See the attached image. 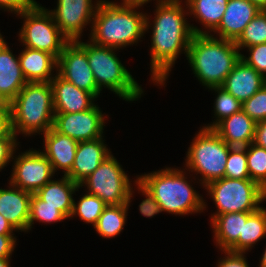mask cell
<instances>
[{"label":"cell","instance_id":"8992f818","mask_svg":"<svg viewBox=\"0 0 266 267\" xmlns=\"http://www.w3.org/2000/svg\"><path fill=\"white\" fill-rule=\"evenodd\" d=\"M86 51L88 63L95 78L97 87H102L121 97L125 101H137L143 89L134 80V77L121 63L116 55L117 49L99 46L90 41L88 43L77 41Z\"/></svg>","mask_w":266,"mask_h":267},{"label":"cell","instance_id":"5b68a950","mask_svg":"<svg viewBox=\"0 0 266 267\" xmlns=\"http://www.w3.org/2000/svg\"><path fill=\"white\" fill-rule=\"evenodd\" d=\"M10 107L12 132L16 136L44 134L53 127L55 111L50 82H27Z\"/></svg>","mask_w":266,"mask_h":267},{"label":"cell","instance_id":"484cf974","mask_svg":"<svg viewBox=\"0 0 266 267\" xmlns=\"http://www.w3.org/2000/svg\"><path fill=\"white\" fill-rule=\"evenodd\" d=\"M264 236H266V208L260 207L243 221L242 234L227 251L246 254L245 252L252 249L254 244L265 238Z\"/></svg>","mask_w":266,"mask_h":267},{"label":"cell","instance_id":"4316f807","mask_svg":"<svg viewBox=\"0 0 266 267\" xmlns=\"http://www.w3.org/2000/svg\"><path fill=\"white\" fill-rule=\"evenodd\" d=\"M186 2V3H185ZM228 0H186V9L190 15L204 26L208 32L214 31L222 21L224 12L227 8Z\"/></svg>","mask_w":266,"mask_h":267},{"label":"cell","instance_id":"8fae6325","mask_svg":"<svg viewBox=\"0 0 266 267\" xmlns=\"http://www.w3.org/2000/svg\"><path fill=\"white\" fill-rule=\"evenodd\" d=\"M9 184L36 193L51 181L54 171L47 157L37 150H28L15 157Z\"/></svg>","mask_w":266,"mask_h":267},{"label":"cell","instance_id":"cb8c5ba5","mask_svg":"<svg viewBox=\"0 0 266 267\" xmlns=\"http://www.w3.org/2000/svg\"><path fill=\"white\" fill-rule=\"evenodd\" d=\"M79 188V184L73 182L69 177L63 176L60 180L49 181L35 194L42 200V205L57 207L70 219L74 202L72 194L79 191Z\"/></svg>","mask_w":266,"mask_h":267},{"label":"cell","instance_id":"4dcf8cb0","mask_svg":"<svg viewBox=\"0 0 266 267\" xmlns=\"http://www.w3.org/2000/svg\"><path fill=\"white\" fill-rule=\"evenodd\" d=\"M217 92L216 99L214 100V115L217 118L212 124L203 126V128L213 129L224 118L242 110V102L233 97L221 86L211 87L209 90Z\"/></svg>","mask_w":266,"mask_h":267},{"label":"cell","instance_id":"9c48e42d","mask_svg":"<svg viewBox=\"0 0 266 267\" xmlns=\"http://www.w3.org/2000/svg\"><path fill=\"white\" fill-rule=\"evenodd\" d=\"M17 15L24 19L18 34L24 47L47 52L58 59L69 40L61 33L48 9L36 3Z\"/></svg>","mask_w":266,"mask_h":267},{"label":"cell","instance_id":"52a82bcc","mask_svg":"<svg viewBox=\"0 0 266 267\" xmlns=\"http://www.w3.org/2000/svg\"><path fill=\"white\" fill-rule=\"evenodd\" d=\"M229 146L213 129L201 128L187 151L185 168L202 177L201 185L225 177Z\"/></svg>","mask_w":266,"mask_h":267},{"label":"cell","instance_id":"1f68e13d","mask_svg":"<svg viewBox=\"0 0 266 267\" xmlns=\"http://www.w3.org/2000/svg\"><path fill=\"white\" fill-rule=\"evenodd\" d=\"M246 157L250 179L266 191V149L250 143L246 146Z\"/></svg>","mask_w":266,"mask_h":267},{"label":"cell","instance_id":"9a60e30c","mask_svg":"<svg viewBox=\"0 0 266 267\" xmlns=\"http://www.w3.org/2000/svg\"><path fill=\"white\" fill-rule=\"evenodd\" d=\"M53 90L55 113H77L92 108L96 97L71 82L66 81L57 73L50 81Z\"/></svg>","mask_w":266,"mask_h":267},{"label":"cell","instance_id":"f6af8a7d","mask_svg":"<svg viewBox=\"0 0 266 267\" xmlns=\"http://www.w3.org/2000/svg\"><path fill=\"white\" fill-rule=\"evenodd\" d=\"M257 5L261 10H266V0H249Z\"/></svg>","mask_w":266,"mask_h":267},{"label":"cell","instance_id":"f1b7e54d","mask_svg":"<svg viewBox=\"0 0 266 267\" xmlns=\"http://www.w3.org/2000/svg\"><path fill=\"white\" fill-rule=\"evenodd\" d=\"M262 43H266V10H261L235 41L239 50Z\"/></svg>","mask_w":266,"mask_h":267},{"label":"cell","instance_id":"83f0119b","mask_svg":"<svg viewBox=\"0 0 266 267\" xmlns=\"http://www.w3.org/2000/svg\"><path fill=\"white\" fill-rule=\"evenodd\" d=\"M133 187L130 188L126 204L107 205L94 226L97 233L103 238H113L120 234L126 222L127 211L133 197Z\"/></svg>","mask_w":266,"mask_h":267},{"label":"cell","instance_id":"e575fe53","mask_svg":"<svg viewBox=\"0 0 266 267\" xmlns=\"http://www.w3.org/2000/svg\"><path fill=\"white\" fill-rule=\"evenodd\" d=\"M242 110L256 123L266 119V84L251 98L242 102Z\"/></svg>","mask_w":266,"mask_h":267},{"label":"cell","instance_id":"d590c367","mask_svg":"<svg viewBox=\"0 0 266 267\" xmlns=\"http://www.w3.org/2000/svg\"><path fill=\"white\" fill-rule=\"evenodd\" d=\"M249 56L241 54V59L250 67H253L266 79V43L247 47Z\"/></svg>","mask_w":266,"mask_h":267},{"label":"cell","instance_id":"44dd1931","mask_svg":"<svg viewBox=\"0 0 266 267\" xmlns=\"http://www.w3.org/2000/svg\"><path fill=\"white\" fill-rule=\"evenodd\" d=\"M256 122L243 110L220 121L213 130L231 147L253 143Z\"/></svg>","mask_w":266,"mask_h":267},{"label":"cell","instance_id":"30bf717a","mask_svg":"<svg viewBox=\"0 0 266 267\" xmlns=\"http://www.w3.org/2000/svg\"><path fill=\"white\" fill-rule=\"evenodd\" d=\"M127 173L111 154L79 186H86L87 193L99 197L107 205L126 204L131 188Z\"/></svg>","mask_w":266,"mask_h":267},{"label":"cell","instance_id":"7bdbcfd3","mask_svg":"<svg viewBox=\"0 0 266 267\" xmlns=\"http://www.w3.org/2000/svg\"><path fill=\"white\" fill-rule=\"evenodd\" d=\"M253 143L266 149V119L256 123Z\"/></svg>","mask_w":266,"mask_h":267},{"label":"cell","instance_id":"ffe728a7","mask_svg":"<svg viewBox=\"0 0 266 267\" xmlns=\"http://www.w3.org/2000/svg\"><path fill=\"white\" fill-rule=\"evenodd\" d=\"M266 84V79L242 59L227 75L221 86L237 100L244 102Z\"/></svg>","mask_w":266,"mask_h":267},{"label":"cell","instance_id":"ee69618b","mask_svg":"<svg viewBox=\"0 0 266 267\" xmlns=\"http://www.w3.org/2000/svg\"><path fill=\"white\" fill-rule=\"evenodd\" d=\"M13 231H16V230L0 213V235H14Z\"/></svg>","mask_w":266,"mask_h":267},{"label":"cell","instance_id":"4fadbf2b","mask_svg":"<svg viewBox=\"0 0 266 267\" xmlns=\"http://www.w3.org/2000/svg\"><path fill=\"white\" fill-rule=\"evenodd\" d=\"M100 1L94 4L92 0H57L56 9L48 11L61 33L69 41H78L86 25L93 22Z\"/></svg>","mask_w":266,"mask_h":267},{"label":"cell","instance_id":"681fc988","mask_svg":"<svg viewBox=\"0 0 266 267\" xmlns=\"http://www.w3.org/2000/svg\"><path fill=\"white\" fill-rule=\"evenodd\" d=\"M260 266L266 267V249L262 255L261 261H260Z\"/></svg>","mask_w":266,"mask_h":267},{"label":"cell","instance_id":"277c9868","mask_svg":"<svg viewBox=\"0 0 266 267\" xmlns=\"http://www.w3.org/2000/svg\"><path fill=\"white\" fill-rule=\"evenodd\" d=\"M184 173L169 167L138 176L137 180L153 195L162 212L181 216L201 213L206 208V202L186 180Z\"/></svg>","mask_w":266,"mask_h":267},{"label":"cell","instance_id":"6da1fadb","mask_svg":"<svg viewBox=\"0 0 266 267\" xmlns=\"http://www.w3.org/2000/svg\"><path fill=\"white\" fill-rule=\"evenodd\" d=\"M151 38V79L156 85H164L178 55L184 51L187 57L194 34L205 31L188 24L181 5L182 0H156ZM155 81V82H154Z\"/></svg>","mask_w":266,"mask_h":267},{"label":"cell","instance_id":"603a6c76","mask_svg":"<svg viewBox=\"0 0 266 267\" xmlns=\"http://www.w3.org/2000/svg\"><path fill=\"white\" fill-rule=\"evenodd\" d=\"M24 48L18 57L27 82H50L55 77L52 71L57 69V59L47 52Z\"/></svg>","mask_w":266,"mask_h":267},{"label":"cell","instance_id":"7dc6e473","mask_svg":"<svg viewBox=\"0 0 266 267\" xmlns=\"http://www.w3.org/2000/svg\"><path fill=\"white\" fill-rule=\"evenodd\" d=\"M10 258H0V267H10Z\"/></svg>","mask_w":266,"mask_h":267},{"label":"cell","instance_id":"ac0fdd59","mask_svg":"<svg viewBox=\"0 0 266 267\" xmlns=\"http://www.w3.org/2000/svg\"><path fill=\"white\" fill-rule=\"evenodd\" d=\"M9 185L8 189L0 188V213L16 231L27 232L32 193Z\"/></svg>","mask_w":266,"mask_h":267},{"label":"cell","instance_id":"7402d4cb","mask_svg":"<svg viewBox=\"0 0 266 267\" xmlns=\"http://www.w3.org/2000/svg\"><path fill=\"white\" fill-rule=\"evenodd\" d=\"M7 45L0 52V101L10 103L26 85L19 57Z\"/></svg>","mask_w":266,"mask_h":267},{"label":"cell","instance_id":"8d00e7d4","mask_svg":"<svg viewBox=\"0 0 266 267\" xmlns=\"http://www.w3.org/2000/svg\"><path fill=\"white\" fill-rule=\"evenodd\" d=\"M135 184L137 185L138 191L146 197L139 205V211L145 217H153L156 214L162 212L159 203L153 197V195L145 188L136 178Z\"/></svg>","mask_w":266,"mask_h":267},{"label":"cell","instance_id":"60d3db41","mask_svg":"<svg viewBox=\"0 0 266 267\" xmlns=\"http://www.w3.org/2000/svg\"><path fill=\"white\" fill-rule=\"evenodd\" d=\"M223 252L225 253V257L219 260L217 267H249L244 253H235L226 250Z\"/></svg>","mask_w":266,"mask_h":267},{"label":"cell","instance_id":"f35d334b","mask_svg":"<svg viewBox=\"0 0 266 267\" xmlns=\"http://www.w3.org/2000/svg\"><path fill=\"white\" fill-rule=\"evenodd\" d=\"M16 136L11 127V107L10 103L0 101V137Z\"/></svg>","mask_w":266,"mask_h":267},{"label":"cell","instance_id":"3957f363","mask_svg":"<svg viewBox=\"0 0 266 267\" xmlns=\"http://www.w3.org/2000/svg\"><path fill=\"white\" fill-rule=\"evenodd\" d=\"M240 59L241 52L234 41L209 33L194 34L187 53L195 77L207 88L222 86Z\"/></svg>","mask_w":266,"mask_h":267},{"label":"cell","instance_id":"2e32d148","mask_svg":"<svg viewBox=\"0 0 266 267\" xmlns=\"http://www.w3.org/2000/svg\"><path fill=\"white\" fill-rule=\"evenodd\" d=\"M261 11L249 0H228L219 26L213 31L219 38L236 41L246 25Z\"/></svg>","mask_w":266,"mask_h":267},{"label":"cell","instance_id":"836d02e7","mask_svg":"<svg viewBox=\"0 0 266 267\" xmlns=\"http://www.w3.org/2000/svg\"><path fill=\"white\" fill-rule=\"evenodd\" d=\"M225 177L232 179H250L246 147H231L226 162Z\"/></svg>","mask_w":266,"mask_h":267},{"label":"cell","instance_id":"e0dca14e","mask_svg":"<svg viewBox=\"0 0 266 267\" xmlns=\"http://www.w3.org/2000/svg\"><path fill=\"white\" fill-rule=\"evenodd\" d=\"M106 146L103 137L78 142L74 164L66 176L73 182L80 184L112 154Z\"/></svg>","mask_w":266,"mask_h":267},{"label":"cell","instance_id":"ab89813d","mask_svg":"<svg viewBox=\"0 0 266 267\" xmlns=\"http://www.w3.org/2000/svg\"><path fill=\"white\" fill-rule=\"evenodd\" d=\"M36 3L35 0H0V8L19 14L32 8Z\"/></svg>","mask_w":266,"mask_h":267},{"label":"cell","instance_id":"7c38bea8","mask_svg":"<svg viewBox=\"0 0 266 267\" xmlns=\"http://www.w3.org/2000/svg\"><path fill=\"white\" fill-rule=\"evenodd\" d=\"M56 72L66 81L93 94L96 98L101 93L90 69L87 51L77 41H69L66 44L57 59Z\"/></svg>","mask_w":266,"mask_h":267},{"label":"cell","instance_id":"5bb4252c","mask_svg":"<svg viewBox=\"0 0 266 267\" xmlns=\"http://www.w3.org/2000/svg\"><path fill=\"white\" fill-rule=\"evenodd\" d=\"M105 117L98 105L77 113H55L53 128L72 139L91 141L104 137Z\"/></svg>","mask_w":266,"mask_h":267},{"label":"cell","instance_id":"d6a6232c","mask_svg":"<svg viewBox=\"0 0 266 267\" xmlns=\"http://www.w3.org/2000/svg\"><path fill=\"white\" fill-rule=\"evenodd\" d=\"M65 219H67V217L58 210L57 207L42 205V200L35 193H32L28 230H31L34 221L50 224L52 222H58Z\"/></svg>","mask_w":266,"mask_h":267},{"label":"cell","instance_id":"d4e9b609","mask_svg":"<svg viewBox=\"0 0 266 267\" xmlns=\"http://www.w3.org/2000/svg\"><path fill=\"white\" fill-rule=\"evenodd\" d=\"M252 212H231L215 216L212 224L216 245L221 251H227L242 234L243 221H246Z\"/></svg>","mask_w":266,"mask_h":267},{"label":"cell","instance_id":"bcb514c9","mask_svg":"<svg viewBox=\"0 0 266 267\" xmlns=\"http://www.w3.org/2000/svg\"><path fill=\"white\" fill-rule=\"evenodd\" d=\"M123 3H134V4H145L149 2L150 0H122ZM152 1V0H151Z\"/></svg>","mask_w":266,"mask_h":267},{"label":"cell","instance_id":"7a4b0ae2","mask_svg":"<svg viewBox=\"0 0 266 267\" xmlns=\"http://www.w3.org/2000/svg\"><path fill=\"white\" fill-rule=\"evenodd\" d=\"M120 4L107 0L99 2L91 23L89 40L92 43L119 50L121 47L138 43L144 36L152 23L147 14L136 11L143 4Z\"/></svg>","mask_w":266,"mask_h":267},{"label":"cell","instance_id":"f546056e","mask_svg":"<svg viewBox=\"0 0 266 267\" xmlns=\"http://www.w3.org/2000/svg\"><path fill=\"white\" fill-rule=\"evenodd\" d=\"M106 206L107 204L99 197L87 193L80 198L78 203L74 200L70 218L78 215L81 220L91 223L94 227Z\"/></svg>","mask_w":266,"mask_h":267},{"label":"cell","instance_id":"ba28073f","mask_svg":"<svg viewBox=\"0 0 266 267\" xmlns=\"http://www.w3.org/2000/svg\"><path fill=\"white\" fill-rule=\"evenodd\" d=\"M215 202L217 212L211 220L220 214L231 212H254L266 199V191L251 179L220 178L209 182L205 187Z\"/></svg>","mask_w":266,"mask_h":267},{"label":"cell","instance_id":"74e56055","mask_svg":"<svg viewBox=\"0 0 266 267\" xmlns=\"http://www.w3.org/2000/svg\"><path fill=\"white\" fill-rule=\"evenodd\" d=\"M17 136H1L0 137V171L14 159L16 147L18 146Z\"/></svg>","mask_w":266,"mask_h":267},{"label":"cell","instance_id":"d6986e66","mask_svg":"<svg viewBox=\"0 0 266 267\" xmlns=\"http://www.w3.org/2000/svg\"><path fill=\"white\" fill-rule=\"evenodd\" d=\"M44 152L53 171L63 170L66 176L74 164L78 141L57 132L53 127L43 135Z\"/></svg>","mask_w":266,"mask_h":267},{"label":"cell","instance_id":"c3c4849f","mask_svg":"<svg viewBox=\"0 0 266 267\" xmlns=\"http://www.w3.org/2000/svg\"><path fill=\"white\" fill-rule=\"evenodd\" d=\"M7 46L6 41L3 39L1 33H0V52Z\"/></svg>","mask_w":266,"mask_h":267},{"label":"cell","instance_id":"b9f144b4","mask_svg":"<svg viewBox=\"0 0 266 267\" xmlns=\"http://www.w3.org/2000/svg\"><path fill=\"white\" fill-rule=\"evenodd\" d=\"M15 245L14 235H0V258H11Z\"/></svg>","mask_w":266,"mask_h":267}]
</instances>
